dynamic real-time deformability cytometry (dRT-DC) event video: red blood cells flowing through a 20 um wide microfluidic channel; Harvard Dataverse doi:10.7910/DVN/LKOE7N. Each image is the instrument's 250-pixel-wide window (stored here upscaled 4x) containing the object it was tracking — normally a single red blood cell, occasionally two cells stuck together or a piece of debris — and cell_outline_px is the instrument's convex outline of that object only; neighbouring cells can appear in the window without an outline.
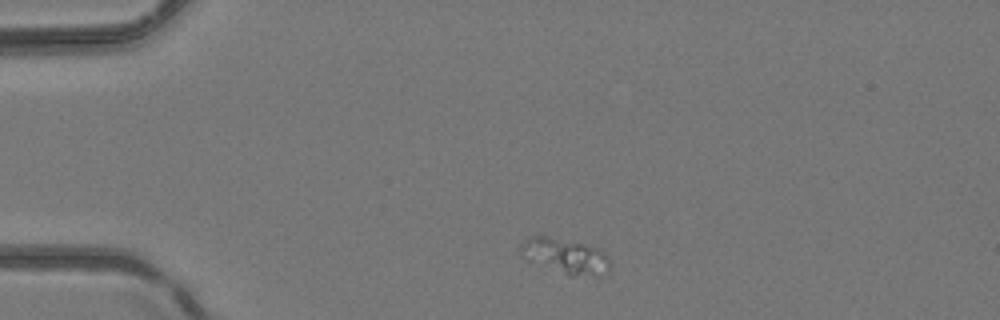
{"species": "common noctule bat (a hibernating species)", "species_latin": "Nyctalus noctula", "temperature_condition": "room temperature", "stored_images_in_passage": 2, "camera_frame_rate_fps": 3000, "um_per_image_px": 0.085, "animal": {"sex": "female", "body_mass_g": 24.6, "forearm_length_mm": 56.2}, "frame": {"image": 1, "passage_image": 1, "time_ms": 0.0, "image_size_px": [1000, 320], "cell_outline_px": [[612, 264], [608, 272], [600, 276], [568, 276], [520, 252], [520, 244], [524, 240], [532, 236], [548, 236], [580, 244], [604, 252]], "centroid_in_image_um": [48.15, 21.79], "position_along_channel_um": 36.8, "area_um2": 17.51}}